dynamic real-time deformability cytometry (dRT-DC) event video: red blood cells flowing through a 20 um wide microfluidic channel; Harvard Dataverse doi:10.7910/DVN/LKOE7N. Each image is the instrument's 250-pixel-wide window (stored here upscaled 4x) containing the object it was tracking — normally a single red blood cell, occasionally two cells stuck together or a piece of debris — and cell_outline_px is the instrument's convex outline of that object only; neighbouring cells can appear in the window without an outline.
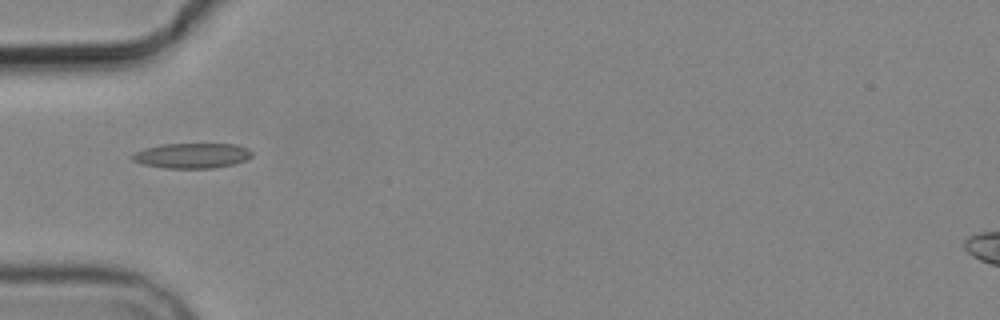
{"species": "common noctule bat (a hibernating species)", "species_latin": "Nyctalus noctula", "temperature_condition": "cold", "stored_images_in_passage": 5, "camera_frame_rate_fps": 3000, "um_per_image_px": 0.085, "animal": {"sex": "male", "body_mass_g": 19.2, "forearm_length_mm": 51.8}, "frame": {"image": 1, "passage_image": 3, "time_ms": 2.333, "image_size_px": [1000, 320], "cell_outline_px": [[252, 156], [244, 160], [232, 164], [212, 168], [164, 168], [144, 164], [132, 160], [128, 156], [132, 152], [144, 148], [160, 144], [236, 144], [248, 148], [252, 152]], "centroid_in_image_um": [16.25, 13.22], "position_along_channel_um": 68.7, "area_um2": 17.63}}
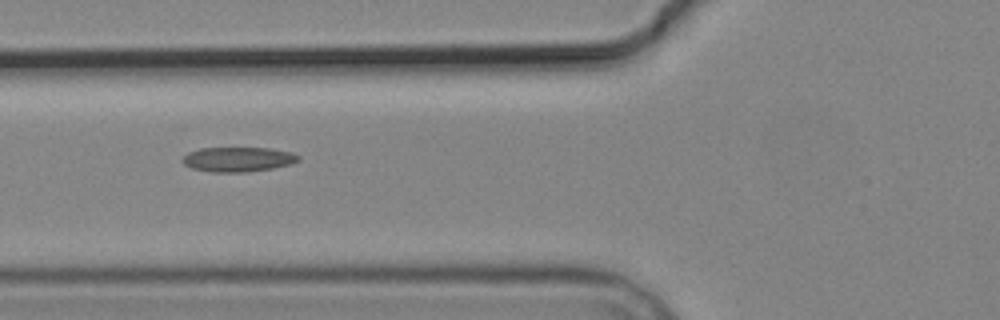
{"frame": {"image": 2, "passage_image": 4, "time_ms": 3.333, "image_size_px": [1000, 320], "cell_outline_px": [[300, 160], [292, 164], [272, 168], [244, 172], [212, 172], [192, 168], [184, 164], [180, 160], [188, 152], [200, 148], [268, 148], [292, 152], [300, 156]], "centroid_in_image_um": [20.23, 13.54], "position_along_channel_um": 105.6, "area_um2": 16.7}}
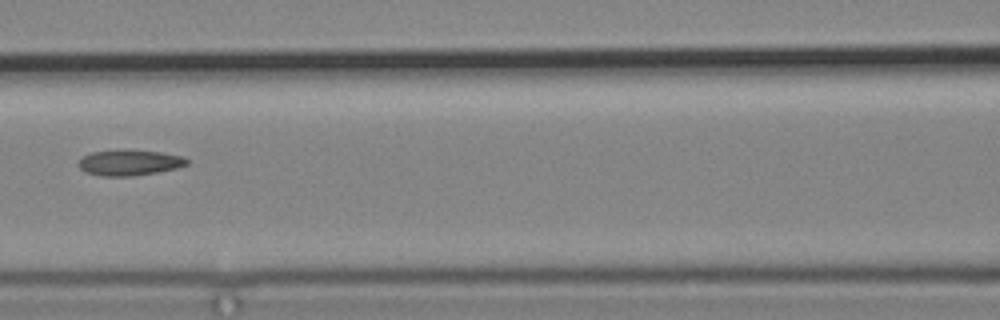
{"frame": {"image": 3, "passage_image": 5, "time_ms": 4.667, "image_size_px": [1000, 320], "cell_outline_px": [[188, 164], [176, 168], [156, 172], [132, 176], [100, 176], [84, 172], [76, 164], [80, 156], [92, 152], [160, 152], [184, 156], [188, 160]], "centroid_in_image_um": [10.95, 13.86], "position_along_channel_um": 155.6, "area_um2": 15.72}}